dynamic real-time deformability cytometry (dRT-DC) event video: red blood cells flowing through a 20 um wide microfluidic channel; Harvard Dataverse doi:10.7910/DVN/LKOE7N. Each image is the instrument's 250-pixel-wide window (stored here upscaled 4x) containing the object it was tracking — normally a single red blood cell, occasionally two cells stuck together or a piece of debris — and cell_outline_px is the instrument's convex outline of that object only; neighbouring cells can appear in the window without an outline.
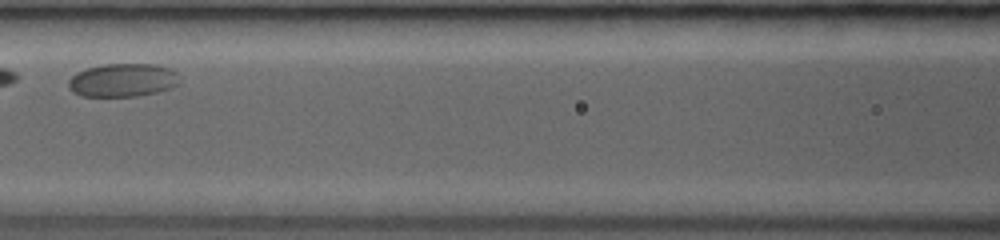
{"species": "common noctule bat (a hibernating species)", "species_latin": "Nyctalus noctula", "temperature_condition": "room temperature", "stored_images_in_passage": 15, "camera_frame_rate_fps": 3000, "um_per_image_px": 0.085, "animal": {"sex": "female", "body_mass_g": 19.0, "forearm_length_mm": 53.3}, "frame": {"image": 1, "passage_image": 7, "time_ms": 3.333, "image_size_px": [1000, 240], "cell_outline_px": [[180, 84], [172, 88], [156, 92], [136, 96], [84, 96], [72, 92], [68, 88], [68, 80], [76, 72], [88, 68], [104, 64], [156, 64], [168, 68], [176, 72]], "centroid_in_image_um": [10.43, 6.81], "position_along_channel_um": 156.2, "area_um2": 21.62}}
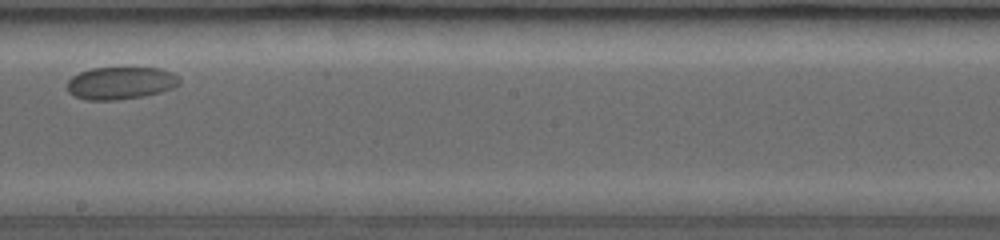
{"frame": {"image": 2, "passage_image": 13, "time_ms": 5.667, "image_size_px": [1000, 240], "cell_outline_px": [[180, 84], [172, 88], [160, 92], [144, 96], [116, 100], [88, 100], [76, 96], [68, 92], [68, 80], [72, 76], [80, 72], [92, 68], [124, 64], [128, 64], [160, 68], [172, 72], [180, 80]], "centroid_in_image_um": [10.28, 6.99], "position_along_channel_um": 237.9, "area_um2": 22.2}}